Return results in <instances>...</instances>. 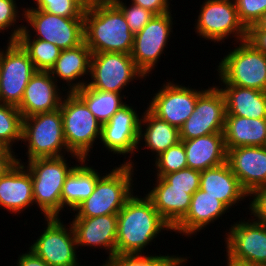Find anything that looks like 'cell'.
<instances>
[{
  "instance_id": "obj_6",
  "label": "cell",
  "mask_w": 266,
  "mask_h": 266,
  "mask_svg": "<svg viewBox=\"0 0 266 266\" xmlns=\"http://www.w3.org/2000/svg\"><path fill=\"white\" fill-rule=\"evenodd\" d=\"M60 110L67 148L73 154L89 161V152L93 150L95 140L101 138L102 124L75 92H67L63 96Z\"/></svg>"
},
{
  "instance_id": "obj_15",
  "label": "cell",
  "mask_w": 266,
  "mask_h": 266,
  "mask_svg": "<svg viewBox=\"0 0 266 266\" xmlns=\"http://www.w3.org/2000/svg\"><path fill=\"white\" fill-rule=\"evenodd\" d=\"M226 101L218 86L208 87L196 101L193 113L180 127V139L188 140L213 133H223Z\"/></svg>"
},
{
  "instance_id": "obj_9",
  "label": "cell",
  "mask_w": 266,
  "mask_h": 266,
  "mask_svg": "<svg viewBox=\"0 0 266 266\" xmlns=\"http://www.w3.org/2000/svg\"><path fill=\"white\" fill-rule=\"evenodd\" d=\"M200 8L194 27L198 36L214 43L232 34L236 43L246 40L247 29L238 18L234 0H205Z\"/></svg>"
},
{
  "instance_id": "obj_18",
  "label": "cell",
  "mask_w": 266,
  "mask_h": 266,
  "mask_svg": "<svg viewBox=\"0 0 266 266\" xmlns=\"http://www.w3.org/2000/svg\"><path fill=\"white\" fill-rule=\"evenodd\" d=\"M227 162L241 187L249 194L266 185V148L243 146L227 150Z\"/></svg>"
},
{
  "instance_id": "obj_31",
  "label": "cell",
  "mask_w": 266,
  "mask_h": 266,
  "mask_svg": "<svg viewBox=\"0 0 266 266\" xmlns=\"http://www.w3.org/2000/svg\"><path fill=\"white\" fill-rule=\"evenodd\" d=\"M75 93L85 102L88 109L101 124L108 122L126 103L122 100L126 95L122 96L121 93L93 89L87 85L76 90Z\"/></svg>"
},
{
  "instance_id": "obj_17",
  "label": "cell",
  "mask_w": 266,
  "mask_h": 266,
  "mask_svg": "<svg viewBox=\"0 0 266 266\" xmlns=\"http://www.w3.org/2000/svg\"><path fill=\"white\" fill-rule=\"evenodd\" d=\"M140 121L134 106L125 104L102 124L100 143L113 154L135 155L138 152Z\"/></svg>"
},
{
  "instance_id": "obj_39",
  "label": "cell",
  "mask_w": 266,
  "mask_h": 266,
  "mask_svg": "<svg viewBox=\"0 0 266 266\" xmlns=\"http://www.w3.org/2000/svg\"><path fill=\"white\" fill-rule=\"evenodd\" d=\"M200 176V171L187 167L168 173L163 178L170 184V188L189 189V194L193 195L200 189Z\"/></svg>"
},
{
  "instance_id": "obj_35",
  "label": "cell",
  "mask_w": 266,
  "mask_h": 266,
  "mask_svg": "<svg viewBox=\"0 0 266 266\" xmlns=\"http://www.w3.org/2000/svg\"><path fill=\"white\" fill-rule=\"evenodd\" d=\"M154 166L157 169V177H163L168 173L187 168V158L183 142L180 141L157 156Z\"/></svg>"
},
{
  "instance_id": "obj_36",
  "label": "cell",
  "mask_w": 266,
  "mask_h": 266,
  "mask_svg": "<svg viewBox=\"0 0 266 266\" xmlns=\"http://www.w3.org/2000/svg\"><path fill=\"white\" fill-rule=\"evenodd\" d=\"M122 12L125 20L128 23L129 29L135 35L140 32L142 28L154 17V13L141 6L131 3L130 6L123 2V0H111Z\"/></svg>"
},
{
  "instance_id": "obj_16",
  "label": "cell",
  "mask_w": 266,
  "mask_h": 266,
  "mask_svg": "<svg viewBox=\"0 0 266 266\" xmlns=\"http://www.w3.org/2000/svg\"><path fill=\"white\" fill-rule=\"evenodd\" d=\"M163 87V88H162ZM147 109L157 118L180 127L193 113L197 98L206 90H196L174 82L163 83Z\"/></svg>"
},
{
  "instance_id": "obj_37",
  "label": "cell",
  "mask_w": 266,
  "mask_h": 266,
  "mask_svg": "<svg viewBox=\"0 0 266 266\" xmlns=\"http://www.w3.org/2000/svg\"><path fill=\"white\" fill-rule=\"evenodd\" d=\"M34 2L36 7L25 9H39L63 17H84V11L74 0H34Z\"/></svg>"
},
{
  "instance_id": "obj_38",
  "label": "cell",
  "mask_w": 266,
  "mask_h": 266,
  "mask_svg": "<svg viewBox=\"0 0 266 266\" xmlns=\"http://www.w3.org/2000/svg\"><path fill=\"white\" fill-rule=\"evenodd\" d=\"M240 22L246 29L255 25L266 12V0H234Z\"/></svg>"
},
{
  "instance_id": "obj_45",
  "label": "cell",
  "mask_w": 266,
  "mask_h": 266,
  "mask_svg": "<svg viewBox=\"0 0 266 266\" xmlns=\"http://www.w3.org/2000/svg\"><path fill=\"white\" fill-rule=\"evenodd\" d=\"M16 266H49L43 259L36 256L30 249L19 255Z\"/></svg>"
},
{
  "instance_id": "obj_29",
  "label": "cell",
  "mask_w": 266,
  "mask_h": 266,
  "mask_svg": "<svg viewBox=\"0 0 266 266\" xmlns=\"http://www.w3.org/2000/svg\"><path fill=\"white\" fill-rule=\"evenodd\" d=\"M85 162L86 159H82L65 179L61 192L62 211L64 207L74 211L94 191L97 179L101 175L97 169Z\"/></svg>"
},
{
  "instance_id": "obj_2",
  "label": "cell",
  "mask_w": 266,
  "mask_h": 266,
  "mask_svg": "<svg viewBox=\"0 0 266 266\" xmlns=\"http://www.w3.org/2000/svg\"><path fill=\"white\" fill-rule=\"evenodd\" d=\"M133 40L124 15L111 0L84 12V42L92 53L131 54Z\"/></svg>"
},
{
  "instance_id": "obj_34",
  "label": "cell",
  "mask_w": 266,
  "mask_h": 266,
  "mask_svg": "<svg viewBox=\"0 0 266 266\" xmlns=\"http://www.w3.org/2000/svg\"><path fill=\"white\" fill-rule=\"evenodd\" d=\"M23 117L17 106L0 103V146L12 148L22 140Z\"/></svg>"
},
{
  "instance_id": "obj_43",
  "label": "cell",
  "mask_w": 266,
  "mask_h": 266,
  "mask_svg": "<svg viewBox=\"0 0 266 266\" xmlns=\"http://www.w3.org/2000/svg\"><path fill=\"white\" fill-rule=\"evenodd\" d=\"M16 156L14 150L11 148L2 147L0 149V178L19 163V159Z\"/></svg>"
},
{
  "instance_id": "obj_26",
  "label": "cell",
  "mask_w": 266,
  "mask_h": 266,
  "mask_svg": "<svg viewBox=\"0 0 266 266\" xmlns=\"http://www.w3.org/2000/svg\"><path fill=\"white\" fill-rule=\"evenodd\" d=\"M181 141L185 148L188 168L201 172L227 162L223 133H213Z\"/></svg>"
},
{
  "instance_id": "obj_41",
  "label": "cell",
  "mask_w": 266,
  "mask_h": 266,
  "mask_svg": "<svg viewBox=\"0 0 266 266\" xmlns=\"http://www.w3.org/2000/svg\"><path fill=\"white\" fill-rule=\"evenodd\" d=\"M248 196H252L249 204L251 214L256 217L254 220L266 223V185L253 189Z\"/></svg>"
},
{
  "instance_id": "obj_33",
  "label": "cell",
  "mask_w": 266,
  "mask_h": 266,
  "mask_svg": "<svg viewBox=\"0 0 266 266\" xmlns=\"http://www.w3.org/2000/svg\"><path fill=\"white\" fill-rule=\"evenodd\" d=\"M187 258L181 256L145 255L143 253L114 254L105 261L107 266H184Z\"/></svg>"
},
{
  "instance_id": "obj_40",
  "label": "cell",
  "mask_w": 266,
  "mask_h": 266,
  "mask_svg": "<svg viewBox=\"0 0 266 266\" xmlns=\"http://www.w3.org/2000/svg\"><path fill=\"white\" fill-rule=\"evenodd\" d=\"M19 12L16 0H0V33L1 31L7 30L9 27L11 28V26H13L12 29H14L11 30V32H13L10 33L11 35L8 37L9 40L7 41H17L20 33L24 29V25H20L19 27L14 26L20 17V14H18Z\"/></svg>"
},
{
  "instance_id": "obj_42",
  "label": "cell",
  "mask_w": 266,
  "mask_h": 266,
  "mask_svg": "<svg viewBox=\"0 0 266 266\" xmlns=\"http://www.w3.org/2000/svg\"><path fill=\"white\" fill-rule=\"evenodd\" d=\"M169 1L170 0H131L133 4L148 9L155 15L171 12Z\"/></svg>"
},
{
  "instance_id": "obj_46",
  "label": "cell",
  "mask_w": 266,
  "mask_h": 266,
  "mask_svg": "<svg viewBox=\"0 0 266 266\" xmlns=\"http://www.w3.org/2000/svg\"><path fill=\"white\" fill-rule=\"evenodd\" d=\"M78 6L85 12L92 10L96 6L104 3L107 0H74Z\"/></svg>"
},
{
  "instance_id": "obj_48",
  "label": "cell",
  "mask_w": 266,
  "mask_h": 266,
  "mask_svg": "<svg viewBox=\"0 0 266 266\" xmlns=\"http://www.w3.org/2000/svg\"><path fill=\"white\" fill-rule=\"evenodd\" d=\"M227 266H242V265H237V264L227 261Z\"/></svg>"
},
{
  "instance_id": "obj_11",
  "label": "cell",
  "mask_w": 266,
  "mask_h": 266,
  "mask_svg": "<svg viewBox=\"0 0 266 266\" xmlns=\"http://www.w3.org/2000/svg\"><path fill=\"white\" fill-rule=\"evenodd\" d=\"M89 76L92 81L86 84L88 87L116 93H121L134 79L146 77L131 54L117 52L92 53Z\"/></svg>"
},
{
  "instance_id": "obj_19",
  "label": "cell",
  "mask_w": 266,
  "mask_h": 266,
  "mask_svg": "<svg viewBox=\"0 0 266 266\" xmlns=\"http://www.w3.org/2000/svg\"><path fill=\"white\" fill-rule=\"evenodd\" d=\"M57 83L49 72L36 71L25 87L23 98L17 106L22 117L58 110L63 93Z\"/></svg>"
},
{
  "instance_id": "obj_10",
  "label": "cell",
  "mask_w": 266,
  "mask_h": 266,
  "mask_svg": "<svg viewBox=\"0 0 266 266\" xmlns=\"http://www.w3.org/2000/svg\"><path fill=\"white\" fill-rule=\"evenodd\" d=\"M25 21L35 31L33 38L53 43L60 49L77 47L84 42V17H63L39 9H24Z\"/></svg>"
},
{
  "instance_id": "obj_32",
  "label": "cell",
  "mask_w": 266,
  "mask_h": 266,
  "mask_svg": "<svg viewBox=\"0 0 266 266\" xmlns=\"http://www.w3.org/2000/svg\"><path fill=\"white\" fill-rule=\"evenodd\" d=\"M30 29L24 28L17 42L27 52L36 71L49 72L60 56L62 49L53 43L40 39H31Z\"/></svg>"
},
{
  "instance_id": "obj_28",
  "label": "cell",
  "mask_w": 266,
  "mask_h": 266,
  "mask_svg": "<svg viewBox=\"0 0 266 266\" xmlns=\"http://www.w3.org/2000/svg\"><path fill=\"white\" fill-rule=\"evenodd\" d=\"M224 86V87H223ZM226 115L247 118H266V92L234 85H223Z\"/></svg>"
},
{
  "instance_id": "obj_7",
  "label": "cell",
  "mask_w": 266,
  "mask_h": 266,
  "mask_svg": "<svg viewBox=\"0 0 266 266\" xmlns=\"http://www.w3.org/2000/svg\"><path fill=\"white\" fill-rule=\"evenodd\" d=\"M219 62V78L223 85H234L266 92V55L247 40L240 41Z\"/></svg>"
},
{
  "instance_id": "obj_24",
  "label": "cell",
  "mask_w": 266,
  "mask_h": 266,
  "mask_svg": "<svg viewBox=\"0 0 266 266\" xmlns=\"http://www.w3.org/2000/svg\"><path fill=\"white\" fill-rule=\"evenodd\" d=\"M91 56V49L85 42L77 47L64 49L61 51L60 56L49 73L56 82L58 79L66 81L65 83L68 86V89H66L68 90L67 92H75L88 83V81L83 80V77H85L84 75L87 76L90 74Z\"/></svg>"
},
{
  "instance_id": "obj_14",
  "label": "cell",
  "mask_w": 266,
  "mask_h": 266,
  "mask_svg": "<svg viewBox=\"0 0 266 266\" xmlns=\"http://www.w3.org/2000/svg\"><path fill=\"white\" fill-rule=\"evenodd\" d=\"M171 12L154 17L134 35L131 57L136 67L145 75L151 73L163 54L173 28Z\"/></svg>"
},
{
  "instance_id": "obj_13",
  "label": "cell",
  "mask_w": 266,
  "mask_h": 266,
  "mask_svg": "<svg viewBox=\"0 0 266 266\" xmlns=\"http://www.w3.org/2000/svg\"><path fill=\"white\" fill-rule=\"evenodd\" d=\"M45 221L46 228L29 249L49 266H80L71 223L66 228L59 217L45 218Z\"/></svg>"
},
{
  "instance_id": "obj_20",
  "label": "cell",
  "mask_w": 266,
  "mask_h": 266,
  "mask_svg": "<svg viewBox=\"0 0 266 266\" xmlns=\"http://www.w3.org/2000/svg\"><path fill=\"white\" fill-rule=\"evenodd\" d=\"M71 225L75 233L77 248L80 246L103 247L109 253L107 258L116 254L117 214L75 217Z\"/></svg>"
},
{
  "instance_id": "obj_5",
  "label": "cell",
  "mask_w": 266,
  "mask_h": 266,
  "mask_svg": "<svg viewBox=\"0 0 266 266\" xmlns=\"http://www.w3.org/2000/svg\"><path fill=\"white\" fill-rule=\"evenodd\" d=\"M22 141L28 149L26 152L28 161L35 158L65 156L63 154L65 151L70 153L71 157L76 158L75 161L78 163L82 160L80 156L73 154L67 148L63 135V119L60 108L52 112L24 117Z\"/></svg>"
},
{
  "instance_id": "obj_47",
  "label": "cell",
  "mask_w": 266,
  "mask_h": 266,
  "mask_svg": "<svg viewBox=\"0 0 266 266\" xmlns=\"http://www.w3.org/2000/svg\"><path fill=\"white\" fill-rule=\"evenodd\" d=\"M247 30H266V12L255 25L250 26Z\"/></svg>"
},
{
  "instance_id": "obj_8",
  "label": "cell",
  "mask_w": 266,
  "mask_h": 266,
  "mask_svg": "<svg viewBox=\"0 0 266 266\" xmlns=\"http://www.w3.org/2000/svg\"><path fill=\"white\" fill-rule=\"evenodd\" d=\"M246 219L234 222L225 234L226 261L242 266H266V223Z\"/></svg>"
},
{
  "instance_id": "obj_25",
  "label": "cell",
  "mask_w": 266,
  "mask_h": 266,
  "mask_svg": "<svg viewBox=\"0 0 266 266\" xmlns=\"http://www.w3.org/2000/svg\"><path fill=\"white\" fill-rule=\"evenodd\" d=\"M155 187L145 194L160 216L173 228L188 212L192 195L189 189L170 188L163 177H156Z\"/></svg>"
},
{
  "instance_id": "obj_21",
  "label": "cell",
  "mask_w": 266,
  "mask_h": 266,
  "mask_svg": "<svg viewBox=\"0 0 266 266\" xmlns=\"http://www.w3.org/2000/svg\"><path fill=\"white\" fill-rule=\"evenodd\" d=\"M25 165L19 158V163L0 178V207L14 214L34 204L32 177Z\"/></svg>"
},
{
  "instance_id": "obj_1",
  "label": "cell",
  "mask_w": 266,
  "mask_h": 266,
  "mask_svg": "<svg viewBox=\"0 0 266 266\" xmlns=\"http://www.w3.org/2000/svg\"><path fill=\"white\" fill-rule=\"evenodd\" d=\"M140 197V198H139ZM172 227L145 195H132L117 214L116 254L142 253L161 232Z\"/></svg>"
},
{
  "instance_id": "obj_23",
  "label": "cell",
  "mask_w": 266,
  "mask_h": 266,
  "mask_svg": "<svg viewBox=\"0 0 266 266\" xmlns=\"http://www.w3.org/2000/svg\"><path fill=\"white\" fill-rule=\"evenodd\" d=\"M228 208L219 200L198 189L193 195L186 215L172 228L174 232L188 236L200 232L215 222ZM215 220V221H214Z\"/></svg>"
},
{
  "instance_id": "obj_4",
  "label": "cell",
  "mask_w": 266,
  "mask_h": 266,
  "mask_svg": "<svg viewBox=\"0 0 266 266\" xmlns=\"http://www.w3.org/2000/svg\"><path fill=\"white\" fill-rule=\"evenodd\" d=\"M64 156L35 158L25 166L31 174L34 204L42 211L44 218L59 217L61 192L66 177L77 164L69 167Z\"/></svg>"
},
{
  "instance_id": "obj_49",
  "label": "cell",
  "mask_w": 266,
  "mask_h": 266,
  "mask_svg": "<svg viewBox=\"0 0 266 266\" xmlns=\"http://www.w3.org/2000/svg\"><path fill=\"white\" fill-rule=\"evenodd\" d=\"M80 266H83V265H80ZM85 266V265H84ZM100 266H107L106 263H103V265H100Z\"/></svg>"
},
{
  "instance_id": "obj_22",
  "label": "cell",
  "mask_w": 266,
  "mask_h": 266,
  "mask_svg": "<svg viewBox=\"0 0 266 266\" xmlns=\"http://www.w3.org/2000/svg\"><path fill=\"white\" fill-rule=\"evenodd\" d=\"M200 190L221 201L228 209L249 197L228 162L201 171Z\"/></svg>"
},
{
  "instance_id": "obj_27",
  "label": "cell",
  "mask_w": 266,
  "mask_h": 266,
  "mask_svg": "<svg viewBox=\"0 0 266 266\" xmlns=\"http://www.w3.org/2000/svg\"><path fill=\"white\" fill-rule=\"evenodd\" d=\"M223 136L226 150L243 146H264L266 118L226 115Z\"/></svg>"
},
{
  "instance_id": "obj_30",
  "label": "cell",
  "mask_w": 266,
  "mask_h": 266,
  "mask_svg": "<svg viewBox=\"0 0 266 266\" xmlns=\"http://www.w3.org/2000/svg\"><path fill=\"white\" fill-rule=\"evenodd\" d=\"M141 117L139 143L141 144L140 141L144 140L145 147L151 150L152 153L154 152L153 155L156 154L154 157L159 156L169 147L181 141L177 127L157 118L148 109L144 111Z\"/></svg>"
},
{
  "instance_id": "obj_12",
  "label": "cell",
  "mask_w": 266,
  "mask_h": 266,
  "mask_svg": "<svg viewBox=\"0 0 266 266\" xmlns=\"http://www.w3.org/2000/svg\"><path fill=\"white\" fill-rule=\"evenodd\" d=\"M5 48L0 49V103L18 106L36 69L17 41H8Z\"/></svg>"
},
{
  "instance_id": "obj_44",
  "label": "cell",
  "mask_w": 266,
  "mask_h": 266,
  "mask_svg": "<svg viewBox=\"0 0 266 266\" xmlns=\"http://www.w3.org/2000/svg\"><path fill=\"white\" fill-rule=\"evenodd\" d=\"M246 40L266 55V30H247Z\"/></svg>"
},
{
  "instance_id": "obj_3",
  "label": "cell",
  "mask_w": 266,
  "mask_h": 266,
  "mask_svg": "<svg viewBox=\"0 0 266 266\" xmlns=\"http://www.w3.org/2000/svg\"><path fill=\"white\" fill-rule=\"evenodd\" d=\"M133 163V164H132ZM134 162L127 160L110 173L97 179L93 193L74 211L75 217H97L118 214L127 200L134 194Z\"/></svg>"
}]
</instances>
